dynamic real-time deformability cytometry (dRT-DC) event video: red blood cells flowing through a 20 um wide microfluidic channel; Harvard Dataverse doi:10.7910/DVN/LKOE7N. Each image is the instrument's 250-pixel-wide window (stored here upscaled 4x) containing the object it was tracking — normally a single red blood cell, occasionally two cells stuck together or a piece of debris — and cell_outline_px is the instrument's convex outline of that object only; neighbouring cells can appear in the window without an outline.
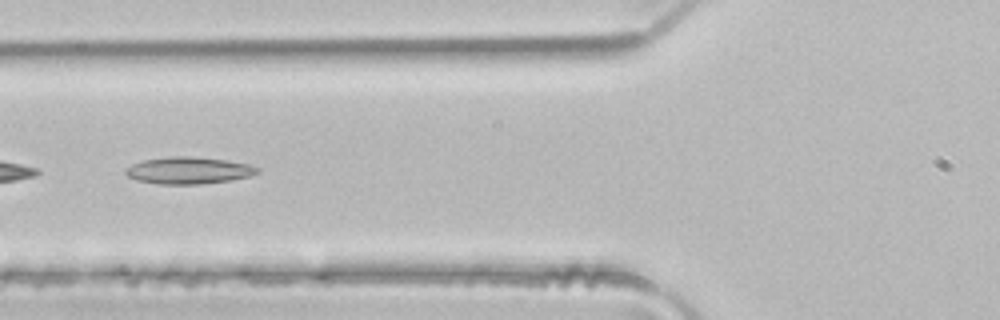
{"species": "common noctule bat (a hibernating species)", "species_latin": "Nyctalus noctula", "temperature_condition": "room temperature", "stored_images_in_passage": 36, "camera_frame_rate_fps": 3000, "um_per_image_px": 0.085, "animal": {"sex": "male", "body_mass_g": 21.5, "forearm_length_mm": 52.0}, "frame": {"image": 1, "passage_image": 19, "time_ms": 6.0, "image_size_px": [1000, 320], "cell_outline_px": [[260, 172], [248, 176], [232, 180], [200, 184], [160, 184], [136, 180], [128, 176], [124, 172], [124, 168], [132, 164], [144, 160], [172, 156], [192, 156], [228, 160], [248, 164], [260, 168]], "centroid_in_image_um": [16.03, 14.48], "position_along_channel_um": 109.8, "area_um2": 20.75}}
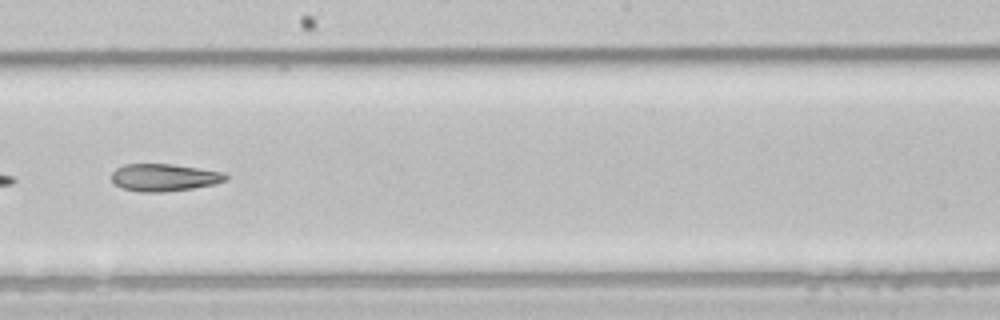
{"frame": {"image": 2, "passage_image": 28, "time_ms": 9.0, "image_size_px": [1000, 320], "cell_outline_px": [[228, 180], [216, 184], [192, 188], [164, 192], [140, 192], [124, 188], [116, 184], [112, 180], [112, 172], [116, 168], [124, 164], [172, 164], [224, 172], [228, 176]], "centroid_in_image_um": [13.98, 15.08], "position_along_channel_um": 234.2, "area_um2": 18.21}}
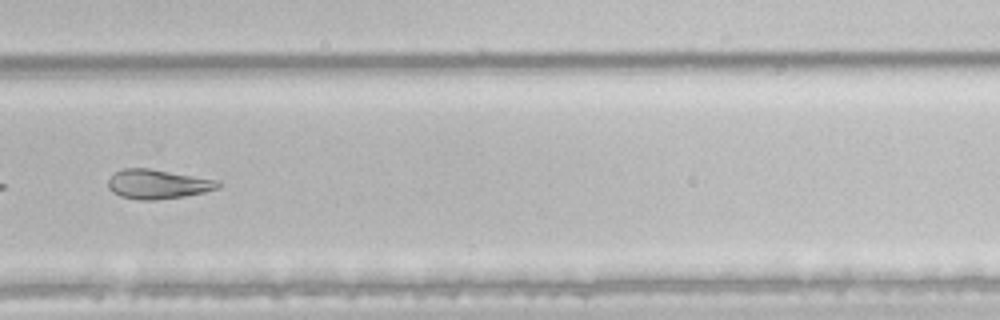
{"frame": {"image": 3, "passage_image": 34, "time_ms": 11.0, "image_size_px": [1000, 320], "cell_outline_px": [[220, 188], [204, 192], [184, 196], [152, 200], [140, 200], [120, 196], [112, 192], [108, 188], [108, 180], [116, 172], [124, 168], [148, 168], [220, 180]], "centroid_in_image_um": [13.42, 15.65], "position_along_channel_um": 316.4, "area_um2": 18.79}}